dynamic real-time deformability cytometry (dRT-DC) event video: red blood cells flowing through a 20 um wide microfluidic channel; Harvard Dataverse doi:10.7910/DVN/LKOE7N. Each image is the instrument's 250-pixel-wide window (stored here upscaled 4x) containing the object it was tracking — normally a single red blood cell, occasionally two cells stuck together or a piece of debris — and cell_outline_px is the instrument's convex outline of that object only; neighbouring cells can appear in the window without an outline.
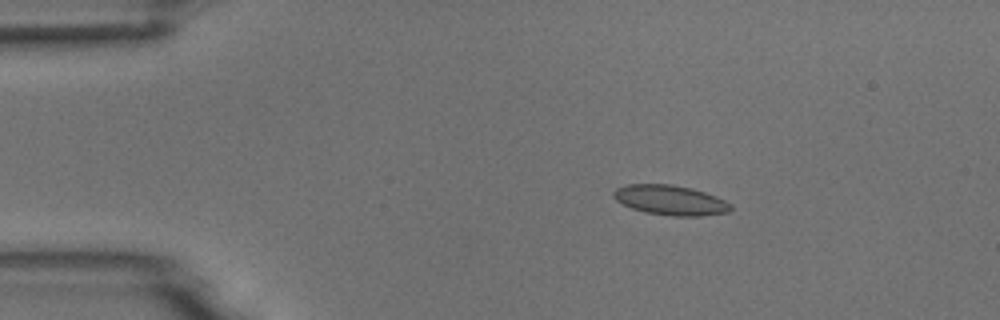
{"species": "common noctule bat (a hibernating species)", "species_latin": "Nyctalus noctula", "temperature_condition": "room temperature", "stored_images_in_passage": 6, "camera_frame_rate_fps": 3000, "um_per_image_px": 0.085, "animal": {"sex": "male", "body_mass_g": 18.8}, "frame": {"image": 1, "passage_image": 3, "time_ms": 2.333, "image_size_px": [1000, 320], "cell_outline_px": [[732, 208], [728, 212], [700, 216], [672, 216], [644, 212], [632, 208], [616, 200], [612, 196], [612, 192], [616, 188], [628, 184], [672, 184], [692, 188], [716, 196], [732, 204]], "centroid_in_image_um": [56.98, 17.01], "position_along_channel_um": 28.0, "area_um2": 20.46}}
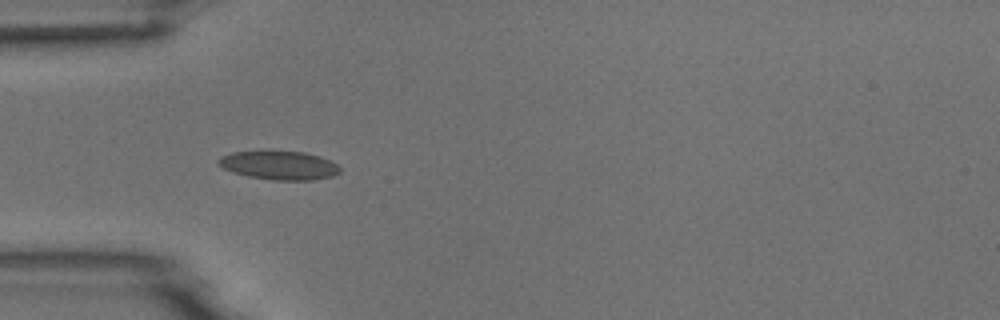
{"frame": {"image": 2, "passage_image": 5, "time_ms": 4.667, "image_size_px": [1000, 320], "cell_outline_px": [[340, 172], [332, 176], [312, 180], [272, 180], [248, 176], [232, 172], [216, 164], [216, 160], [220, 156], [232, 152], [304, 152], [320, 156], [336, 164], [340, 168]], "centroid_in_image_um": [23.7, 14.06], "position_along_channel_um": 61.3, "area_um2": 20.11}}